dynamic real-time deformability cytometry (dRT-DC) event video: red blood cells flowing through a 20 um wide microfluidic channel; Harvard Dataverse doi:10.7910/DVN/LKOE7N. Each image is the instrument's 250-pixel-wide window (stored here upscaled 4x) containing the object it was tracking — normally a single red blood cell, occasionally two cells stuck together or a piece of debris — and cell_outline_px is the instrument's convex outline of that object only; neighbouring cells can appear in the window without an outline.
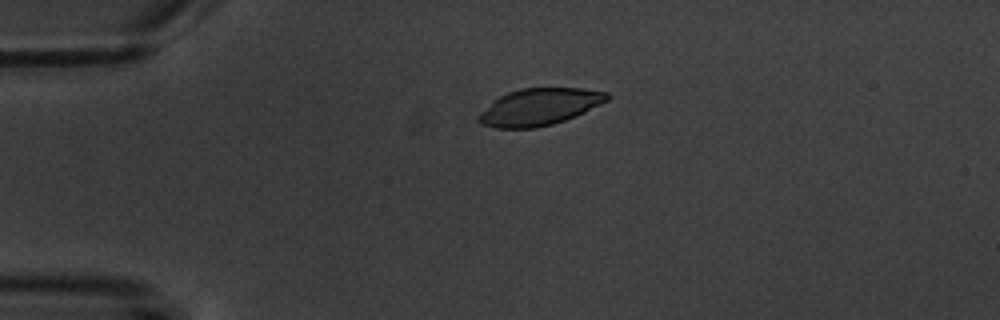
{"species": "common noctule bat (a hibernating species)", "species_latin": "Nyctalus noctula", "temperature_condition": "warm", "stored_images_in_passage": 2, "camera_frame_rate_fps": 3000, "um_per_image_px": 0.085, "animal": {"sex": "male", "body_mass_g": 20.1, "forearm_length_mm": 53.5}, "frame": {"image": 1, "passage_image": 1, "time_ms": 0.0, "image_size_px": [1000, 320], "cell_outline_px": [[612, 96], [608, 100], [576, 116], [552, 124], [536, 128], [496, 128], [480, 124], [476, 120], [476, 116], [492, 100], [508, 92], [520, 88], [580, 88], [608, 92]], "centroid_in_image_um": [45.81, 9.08], "position_along_channel_um": 39.2, "area_um2": 27.8}}